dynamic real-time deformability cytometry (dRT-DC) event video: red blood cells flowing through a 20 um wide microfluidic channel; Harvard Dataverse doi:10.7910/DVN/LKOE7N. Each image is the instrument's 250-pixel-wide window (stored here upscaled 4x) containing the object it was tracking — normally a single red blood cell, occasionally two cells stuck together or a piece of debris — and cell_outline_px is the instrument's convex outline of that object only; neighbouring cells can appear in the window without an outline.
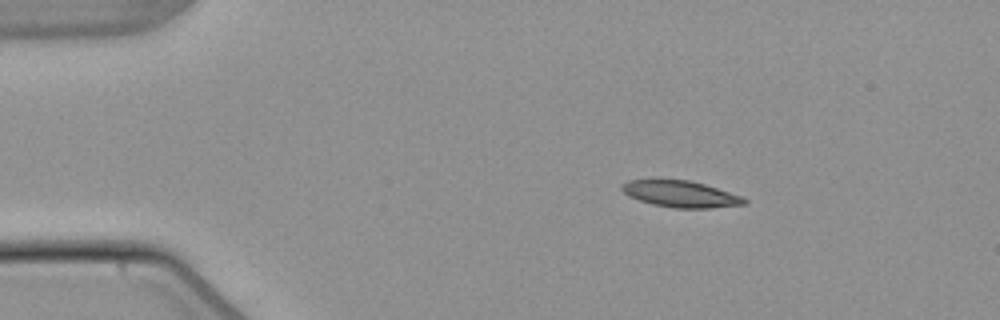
{"species": "common noctule bat (a hibernating species)", "species_latin": "Nyctalus noctula", "temperature_condition": "warm", "stored_images_in_passage": 46, "camera_frame_rate_fps": 3000, "um_per_image_px": 0.085, "animal": {"sex": "male", "body_mass_g": 21.5, "forearm_length_mm": 52.0}, "frame": {"image": 1, "passage_image": 1, "time_ms": 0.0, "image_size_px": [1000, 320], "cell_outline_px": [[748, 200], [744, 204], [708, 208], [676, 208], [652, 204], [628, 196], [620, 188], [620, 184], [628, 180], [688, 180], [704, 184], [740, 196]], "centroid_in_image_um": [57.8, 16.49], "position_along_channel_um": 27.2, "area_um2": 18.55}}
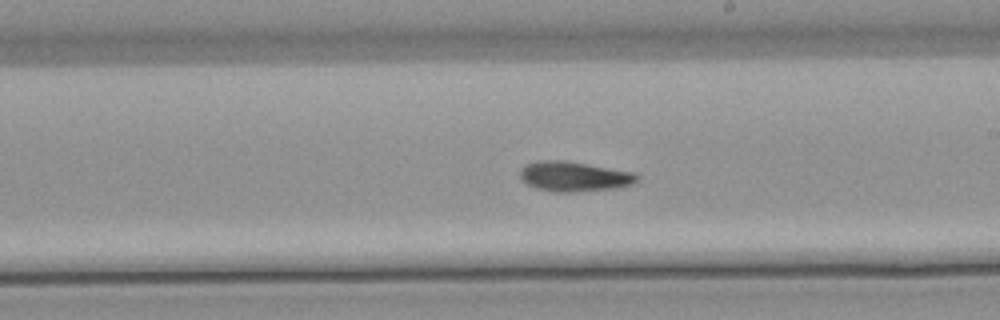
{"frame": {"image": 2, "passage_image": 23, "time_ms": 7.333, "image_size_px": [1000, 320], "cell_outline_px": [[640, 176], [632, 184], [612, 188], [568, 192], [556, 192], [536, 188], [520, 180], [520, 168], [524, 164], [536, 160], [568, 160], [632, 172]], "centroid_in_image_um": [48.72, 14.97], "position_along_channel_um": 240.3, "area_um2": 20.4}}
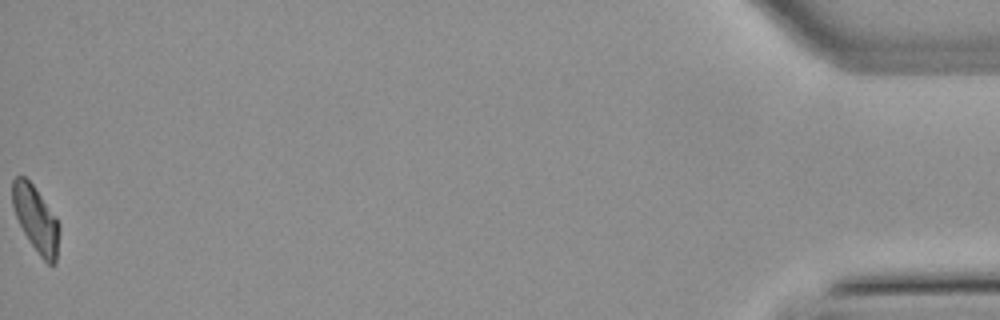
{"frame": {"image": 3, "passage_image": 46, "time_ms": 15.0, "image_size_px": [1000, 320], "cell_outline_px": [[60, 228], [56, 260], [52, 264], [48, 264], [40, 256], [28, 240], [16, 216], [12, 204], [12, 180], [16, 176], [24, 176], [32, 184], [56, 216], [60, 224]], "centroid_in_image_um": [3.06, 18.61], "position_along_channel_um": 432.1, "area_um2": 17.86}, "authors_computed_cell_mechanics": {"area_um2": 19.363, "velocity_mm_per_s": 3.8283, "shape_relaxation_time_tau1_ms": 7.9198, "shape_relaxation_time_tau2_ms": 4.9234, "deformation_change_tau1": 0.2064, "deformation_change_tau2": 0.1223}}